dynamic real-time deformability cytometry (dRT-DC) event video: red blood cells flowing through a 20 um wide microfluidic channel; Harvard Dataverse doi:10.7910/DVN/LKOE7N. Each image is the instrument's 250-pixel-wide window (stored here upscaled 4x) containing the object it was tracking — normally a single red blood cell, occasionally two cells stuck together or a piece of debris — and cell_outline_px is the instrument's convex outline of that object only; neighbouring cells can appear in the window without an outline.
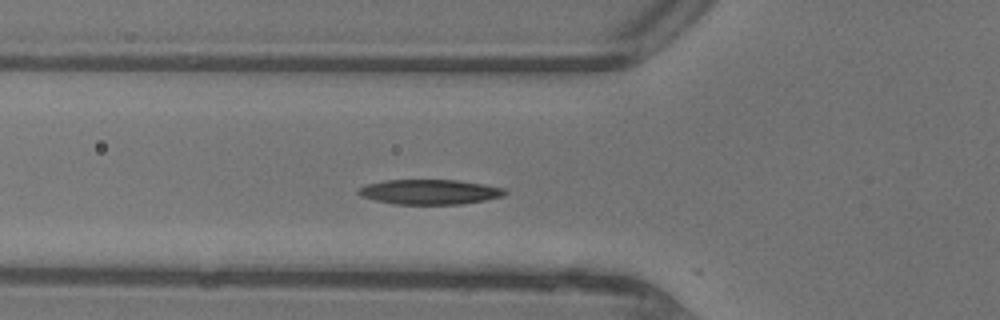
{"species": "common noctule bat (a hibernating species)", "species_latin": "Nyctalus noctula", "temperature_condition": "warm", "stored_images_in_passage": 28, "camera_frame_rate_fps": 3000, "um_per_image_px": 0.085, "animal": {"sex": "female"}, "frame": {"image": 1, "passage_image": 7, "time_ms": 2.0, "image_size_px": [1000, 320], "cell_outline_px": [[504, 192], [500, 196], [480, 200], [456, 204], [400, 204], [380, 200], [364, 196], [360, 192], [360, 188], [372, 184], [388, 180], [456, 180], [480, 184], [500, 188]], "centroid_in_image_um": [36.52, 16.3], "position_along_channel_um": 89.3, "area_um2": 19.94}}
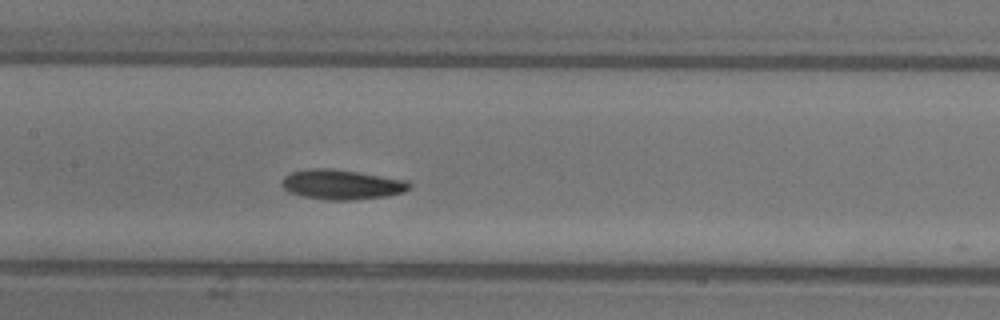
{"frame": {"image": 2, "passage_image": 13, "time_ms": 4.0, "image_size_px": [1000, 320], "cell_outline_px": [[408, 188], [400, 192], [380, 196], [344, 200], [340, 200], [308, 196], [292, 192], [284, 188], [284, 180], [292, 172], [352, 172], [400, 180], [408, 184]], "centroid_in_image_um": [29.06, 15.74], "position_along_channel_um": 178.3, "area_um2": 19.19}}
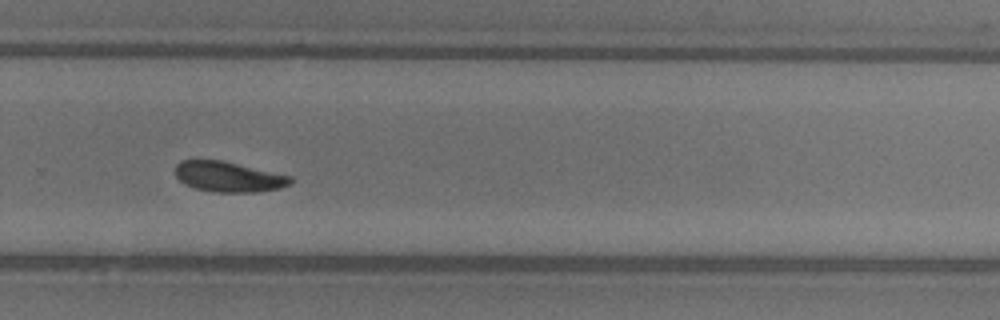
{"frame": {"image": 3, "passage_image": 22, "time_ms": 7.0, "image_size_px": [1000, 320], "cell_outline_px": [[292, 180], [288, 184], [276, 188], [252, 192], [220, 192], [196, 188], [180, 180], [176, 176], [176, 164], [180, 160], [220, 160], [288, 176]], "centroid_in_image_um": [19.34, 15.01], "position_along_channel_um": 310.5, "area_um2": 19.48}, "authors_computed_cell_mechanics": {"area_um2": 19.5653, "velocity_mm_per_s": 4.4205, "shape_relaxation_time_tau1_ms": 3.3783, "shape_relaxation_time_tau2_ms": null, "deformation_change_tau1": 0.142, "deformation_change_tau2": null}}